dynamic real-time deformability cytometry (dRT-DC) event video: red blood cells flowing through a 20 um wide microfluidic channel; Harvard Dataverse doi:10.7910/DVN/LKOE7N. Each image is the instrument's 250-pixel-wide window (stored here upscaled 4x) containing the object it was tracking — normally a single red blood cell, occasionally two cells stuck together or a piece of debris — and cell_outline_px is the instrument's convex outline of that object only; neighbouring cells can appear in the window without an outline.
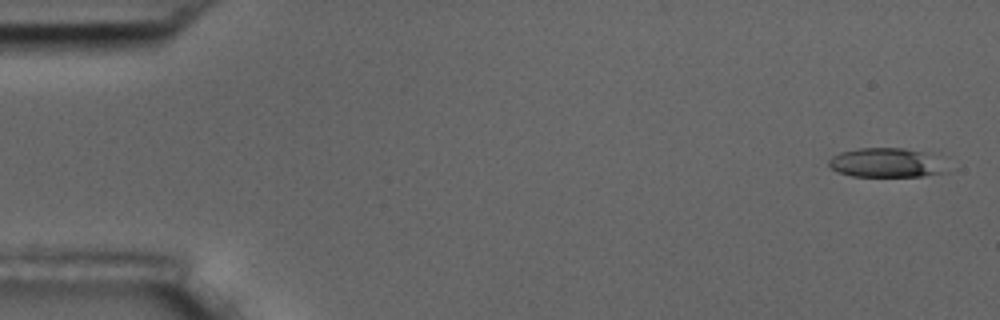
{"species": "common noctule bat (a hibernating species)", "species_latin": "Nyctalus noctula", "temperature_condition": "room temperature", "stored_images_in_passage": 5, "camera_frame_rate_fps": 3000, "um_per_image_px": 0.085, "animal": {"sex": "male", "body_mass_g": 17.5, "forearm_length_mm": 52.3}, "frame": {"image": 1, "passage_image": 1, "time_ms": 0.0, "image_size_px": [1000, 320], "cell_outline_px": [[948, 172], [924, 176], [852, 176], [836, 172], [828, 164], [828, 160], [832, 156], [840, 152], [856, 148], [904, 148], [924, 152]], "centroid_in_image_um": [75.19, 13.84], "position_along_channel_um": 9.8, "area_um2": 19.65}}
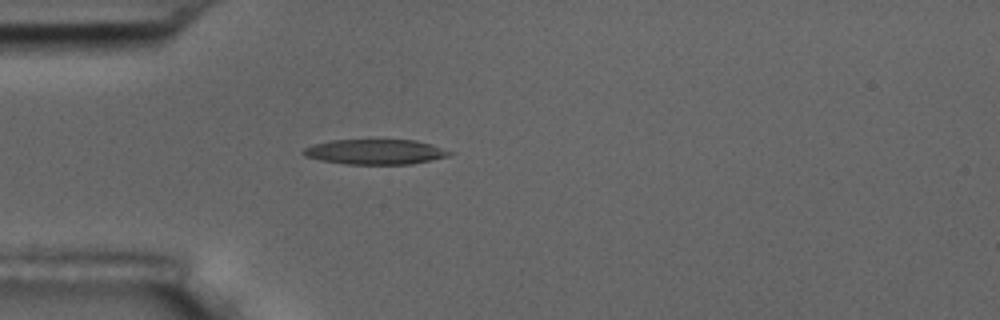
{"frame": {"image": 2, "passage_image": 5, "time_ms": 4.667, "image_size_px": [1000, 320], "cell_outline_px": [[456, 152], [448, 156], [412, 164], [344, 164], [320, 160], [304, 156], [300, 152], [304, 148], [312, 144], [332, 140], [416, 140], [432, 144]], "centroid_in_image_um": [31.9, 12.9], "position_along_channel_um": 53.1, "area_um2": 21.56}}